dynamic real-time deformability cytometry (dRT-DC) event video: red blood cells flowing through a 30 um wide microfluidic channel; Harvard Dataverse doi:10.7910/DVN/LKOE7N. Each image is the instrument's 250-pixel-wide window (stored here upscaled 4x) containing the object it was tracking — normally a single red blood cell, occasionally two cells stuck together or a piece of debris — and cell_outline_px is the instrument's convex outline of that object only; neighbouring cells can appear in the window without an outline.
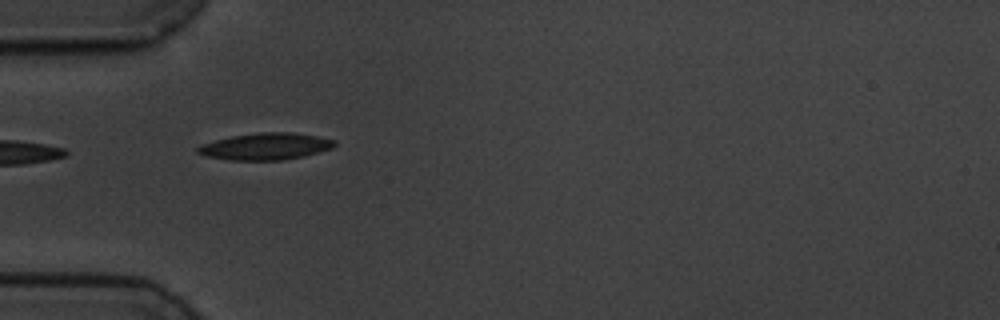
{"species": "common noctule bat (a hibernating species)", "species_latin": "Nyctalus noctula", "temperature_condition": "cold", "stored_images_in_passage": 3, "camera_frame_rate_fps": 3000, "um_per_image_px": 0.085, "animal": {"sex": "male", "body_mass_g": 19.5, "forearm_length_mm": 54.6}, "frame": {"image": 1, "passage_image": 1, "time_ms": 0.0, "image_size_px": [1000, 320], "cell_outline_px": [[336, 144], [332, 148], [304, 156], [284, 160], [228, 160], [208, 156], [196, 152], [196, 148], [204, 144], [216, 140], [232, 136], [260, 132], [292, 132], [316, 136], [336, 140]], "centroid_in_image_um": [22.6, 12.44], "position_along_channel_um": 62.4, "area_um2": 21.21}}